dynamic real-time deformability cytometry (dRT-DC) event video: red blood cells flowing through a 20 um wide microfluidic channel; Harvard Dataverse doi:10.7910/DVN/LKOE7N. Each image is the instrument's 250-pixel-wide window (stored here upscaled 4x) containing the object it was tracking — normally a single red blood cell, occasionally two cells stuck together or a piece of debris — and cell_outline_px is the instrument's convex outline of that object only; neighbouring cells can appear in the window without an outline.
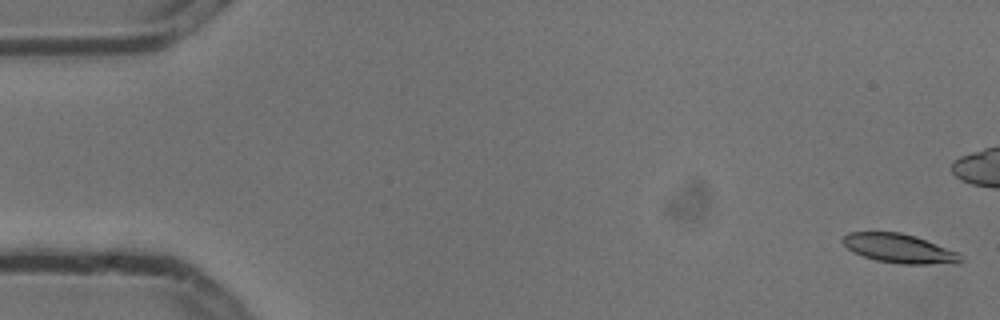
{"species": "common noctule bat (a hibernating species)", "species_latin": "Nyctalus noctula", "temperature_condition": "cold", "stored_images_in_passage": 8, "camera_frame_rate_fps": 3000, "um_per_image_px": 0.085, "animal": {"sex": "male", "body_mass_g": 13.3}, "frame": {"image": 1, "passage_image": 1, "time_ms": 0.0, "image_size_px": [1000, 320], "cell_outline_px": [[964, 260], [960, 264], [900, 264], [876, 260], [852, 252], [840, 240], [848, 232], [900, 232], [916, 236], [960, 252], [964, 256]], "centroid_in_image_um": [76.52, 21.13], "position_along_channel_um": 8.5, "area_um2": 20.4}}